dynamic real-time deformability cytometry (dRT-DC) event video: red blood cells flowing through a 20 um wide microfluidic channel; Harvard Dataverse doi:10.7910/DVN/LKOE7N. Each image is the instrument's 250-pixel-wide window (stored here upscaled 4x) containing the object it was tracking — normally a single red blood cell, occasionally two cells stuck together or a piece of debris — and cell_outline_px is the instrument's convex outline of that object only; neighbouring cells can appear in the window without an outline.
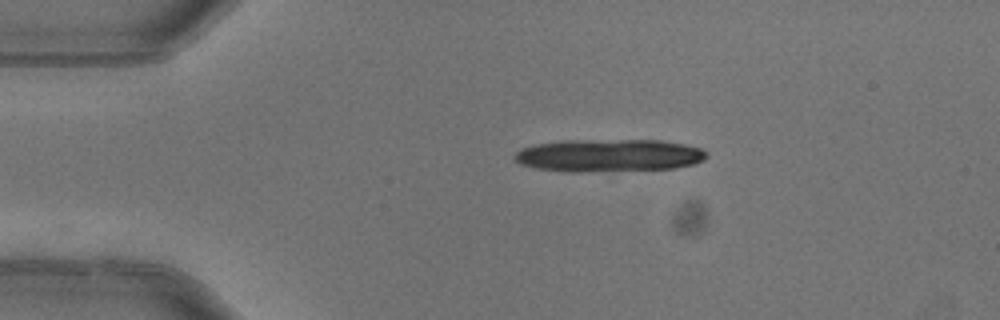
{"species": "common noctule bat (a hibernating species)", "species_latin": "Nyctalus noctula", "temperature_condition": "warm", "stored_images_in_passage": 3, "camera_frame_rate_fps": 3000, "um_per_image_px": 0.085, "animal": {"sex": "female"}, "frame": {"image": 1, "passage_image": 3, "time_ms": 0.667, "image_size_px": [1000, 320], "cell_outline_px": [[708, 156], [704, 160], [696, 164], [676, 168], [580, 172], [572, 172], [536, 168], [520, 164], [516, 160], [516, 152], [520, 148], [536, 144], [560, 140], [660, 140], [684, 144], [704, 148], [708, 152]], "centroid_in_image_um": [51.81, 13.2], "position_along_channel_um": 33.2, "area_um2": 36.82}}